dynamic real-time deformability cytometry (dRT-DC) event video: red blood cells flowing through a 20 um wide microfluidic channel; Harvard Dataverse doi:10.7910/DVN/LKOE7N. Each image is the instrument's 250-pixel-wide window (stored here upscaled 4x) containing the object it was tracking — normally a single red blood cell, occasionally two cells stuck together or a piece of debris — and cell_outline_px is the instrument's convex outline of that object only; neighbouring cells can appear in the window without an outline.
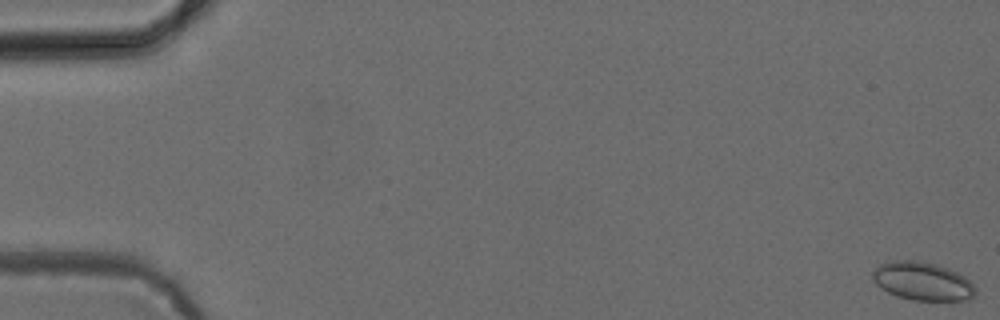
{"species": "common noctule bat (a hibernating species)", "species_latin": "Nyctalus noctula", "temperature_condition": "cold", "stored_images_in_passage": 16, "camera_frame_rate_fps": 3000, "um_per_image_px": 0.085, "animal": {"sex": "female", "body_mass_g": 24.6, "forearm_length_mm": 56.2}, "frame": {"image": 1, "passage_image": 1, "time_ms": 0.0, "image_size_px": [1000, 320], "cell_outline_px": [[976, 292], [972, 300], [912, 300], [896, 296], [888, 292], [876, 284], [872, 280], [872, 272], [880, 264], [892, 260], [916, 260], [936, 264], [948, 268], [964, 276], [976, 288]], "centroid_in_image_um": [78.41, 23.9], "position_along_channel_um": 6.6, "area_um2": 23.06}}